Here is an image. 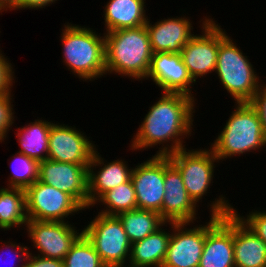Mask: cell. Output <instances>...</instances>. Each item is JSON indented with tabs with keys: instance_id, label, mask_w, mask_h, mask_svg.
Listing matches in <instances>:
<instances>
[{
	"instance_id": "7c38bea8",
	"label": "cell",
	"mask_w": 266,
	"mask_h": 267,
	"mask_svg": "<svg viewBox=\"0 0 266 267\" xmlns=\"http://www.w3.org/2000/svg\"><path fill=\"white\" fill-rule=\"evenodd\" d=\"M171 237L162 267H198L206 237L205 224L168 222Z\"/></svg>"
},
{
	"instance_id": "7a4b0ae2",
	"label": "cell",
	"mask_w": 266,
	"mask_h": 267,
	"mask_svg": "<svg viewBox=\"0 0 266 267\" xmlns=\"http://www.w3.org/2000/svg\"><path fill=\"white\" fill-rule=\"evenodd\" d=\"M106 75L140 81L147 77L153 55L146 26L104 33Z\"/></svg>"
},
{
	"instance_id": "7402d4cb",
	"label": "cell",
	"mask_w": 266,
	"mask_h": 267,
	"mask_svg": "<svg viewBox=\"0 0 266 267\" xmlns=\"http://www.w3.org/2000/svg\"><path fill=\"white\" fill-rule=\"evenodd\" d=\"M162 226L143 240L131 244L127 267H162L171 232Z\"/></svg>"
},
{
	"instance_id": "3957f363",
	"label": "cell",
	"mask_w": 266,
	"mask_h": 267,
	"mask_svg": "<svg viewBox=\"0 0 266 267\" xmlns=\"http://www.w3.org/2000/svg\"><path fill=\"white\" fill-rule=\"evenodd\" d=\"M59 37L64 65L80 80H98L106 75L105 35L84 26L65 23ZM102 34V36H101Z\"/></svg>"
},
{
	"instance_id": "277c9868",
	"label": "cell",
	"mask_w": 266,
	"mask_h": 267,
	"mask_svg": "<svg viewBox=\"0 0 266 267\" xmlns=\"http://www.w3.org/2000/svg\"><path fill=\"white\" fill-rule=\"evenodd\" d=\"M235 104L223 130L217 133L210 145L219 161L266 147V137L256 108L250 102Z\"/></svg>"
},
{
	"instance_id": "4dcf8cb0",
	"label": "cell",
	"mask_w": 266,
	"mask_h": 267,
	"mask_svg": "<svg viewBox=\"0 0 266 267\" xmlns=\"http://www.w3.org/2000/svg\"><path fill=\"white\" fill-rule=\"evenodd\" d=\"M8 59L0 50V95L12 93L15 83V70Z\"/></svg>"
},
{
	"instance_id": "8fae6325",
	"label": "cell",
	"mask_w": 266,
	"mask_h": 267,
	"mask_svg": "<svg viewBox=\"0 0 266 267\" xmlns=\"http://www.w3.org/2000/svg\"><path fill=\"white\" fill-rule=\"evenodd\" d=\"M25 228L32 246L39 251L35 255L62 261L82 234L69 222L28 220Z\"/></svg>"
},
{
	"instance_id": "ffe728a7",
	"label": "cell",
	"mask_w": 266,
	"mask_h": 267,
	"mask_svg": "<svg viewBox=\"0 0 266 267\" xmlns=\"http://www.w3.org/2000/svg\"><path fill=\"white\" fill-rule=\"evenodd\" d=\"M235 267H266V243L233 212Z\"/></svg>"
},
{
	"instance_id": "2e32d148",
	"label": "cell",
	"mask_w": 266,
	"mask_h": 267,
	"mask_svg": "<svg viewBox=\"0 0 266 267\" xmlns=\"http://www.w3.org/2000/svg\"><path fill=\"white\" fill-rule=\"evenodd\" d=\"M164 191L162 218L166 222L195 224L199 205L188 195L181 173L169 156H165Z\"/></svg>"
},
{
	"instance_id": "603a6c76",
	"label": "cell",
	"mask_w": 266,
	"mask_h": 267,
	"mask_svg": "<svg viewBox=\"0 0 266 267\" xmlns=\"http://www.w3.org/2000/svg\"><path fill=\"white\" fill-rule=\"evenodd\" d=\"M52 121L35 119L25 126L17 127L16 136L21 152L38 162L48 159L49 133ZM20 128V129H19Z\"/></svg>"
},
{
	"instance_id": "e575fe53",
	"label": "cell",
	"mask_w": 266,
	"mask_h": 267,
	"mask_svg": "<svg viewBox=\"0 0 266 267\" xmlns=\"http://www.w3.org/2000/svg\"><path fill=\"white\" fill-rule=\"evenodd\" d=\"M57 0H16V10L24 9H43L54 4Z\"/></svg>"
},
{
	"instance_id": "ba28073f",
	"label": "cell",
	"mask_w": 266,
	"mask_h": 267,
	"mask_svg": "<svg viewBox=\"0 0 266 267\" xmlns=\"http://www.w3.org/2000/svg\"><path fill=\"white\" fill-rule=\"evenodd\" d=\"M168 156L180 171L188 195L196 204L202 202L213 183L215 163L220 162L212 149L184 148Z\"/></svg>"
},
{
	"instance_id": "4fadbf2b",
	"label": "cell",
	"mask_w": 266,
	"mask_h": 267,
	"mask_svg": "<svg viewBox=\"0 0 266 267\" xmlns=\"http://www.w3.org/2000/svg\"><path fill=\"white\" fill-rule=\"evenodd\" d=\"M76 126H68L60 123H51L49 133L48 159L72 163L78 165H89L95 152L96 144L84 132Z\"/></svg>"
},
{
	"instance_id": "e0dca14e",
	"label": "cell",
	"mask_w": 266,
	"mask_h": 267,
	"mask_svg": "<svg viewBox=\"0 0 266 267\" xmlns=\"http://www.w3.org/2000/svg\"><path fill=\"white\" fill-rule=\"evenodd\" d=\"M151 79L162 92L183 93L194 97L195 82L188 73L180 53H153L146 80Z\"/></svg>"
},
{
	"instance_id": "d6986e66",
	"label": "cell",
	"mask_w": 266,
	"mask_h": 267,
	"mask_svg": "<svg viewBox=\"0 0 266 267\" xmlns=\"http://www.w3.org/2000/svg\"><path fill=\"white\" fill-rule=\"evenodd\" d=\"M150 18L145 26L153 53H181L182 48L194 36L193 24L186 16L169 17L152 24ZM192 32V33H191Z\"/></svg>"
},
{
	"instance_id": "d4e9b609",
	"label": "cell",
	"mask_w": 266,
	"mask_h": 267,
	"mask_svg": "<svg viewBox=\"0 0 266 267\" xmlns=\"http://www.w3.org/2000/svg\"><path fill=\"white\" fill-rule=\"evenodd\" d=\"M27 221L25 189L0 188V229L4 231L14 227L24 229Z\"/></svg>"
},
{
	"instance_id": "ac0fdd59",
	"label": "cell",
	"mask_w": 266,
	"mask_h": 267,
	"mask_svg": "<svg viewBox=\"0 0 266 267\" xmlns=\"http://www.w3.org/2000/svg\"><path fill=\"white\" fill-rule=\"evenodd\" d=\"M98 149L95 150L88 165L89 208L107 191L131 179L133 167H128L125 159L107 162ZM106 161V162H105ZM105 163V164H104ZM99 168V169H98ZM130 168V169H129ZM98 169V171H96Z\"/></svg>"
},
{
	"instance_id": "30bf717a",
	"label": "cell",
	"mask_w": 266,
	"mask_h": 267,
	"mask_svg": "<svg viewBox=\"0 0 266 267\" xmlns=\"http://www.w3.org/2000/svg\"><path fill=\"white\" fill-rule=\"evenodd\" d=\"M204 19V20H203ZM201 35L195 34L182 48L181 57L194 82L215 72L219 50V24L212 17H204ZM202 26V27H201Z\"/></svg>"
},
{
	"instance_id": "d590c367",
	"label": "cell",
	"mask_w": 266,
	"mask_h": 267,
	"mask_svg": "<svg viewBox=\"0 0 266 267\" xmlns=\"http://www.w3.org/2000/svg\"><path fill=\"white\" fill-rule=\"evenodd\" d=\"M16 10V0H0V13Z\"/></svg>"
},
{
	"instance_id": "5bb4252c",
	"label": "cell",
	"mask_w": 266,
	"mask_h": 267,
	"mask_svg": "<svg viewBox=\"0 0 266 267\" xmlns=\"http://www.w3.org/2000/svg\"><path fill=\"white\" fill-rule=\"evenodd\" d=\"M131 180L134 185L137 208L158 212L162 217L164 198L165 156L153 155L133 167Z\"/></svg>"
},
{
	"instance_id": "8992f818",
	"label": "cell",
	"mask_w": 266,
	"mask_h": 267,
	"mask_svg": "<svg viewBox=\"0 0 266 267\" xmlns=\"http://www.w3.org/2000/svg\"><path fill=\"white\" fill-rule=\"evenodd\" d=\"M209 204L210 219L198 267H235L233 246L234 207L222 195Z\"/></svg>"
},
{
	"instance_id": "4316f807",
	"label": "cell",
	"mask_w": 266,
	"mask_h": 267,
	"mask_svg": "<svg viewBox=\"0 0 266 267\" xmlns=\"http://www.w3.org/2000/svg\"><path fill=\"white\" fill-rule=\"evenodd\" d=\"M13 164L10 165L12 173L5 187L26 189L38 180L39 162L31 159L25 154L18 152L12 155Z\"/></svg>"
},
{
	"instance_id": "836d02e7",
	"label": "cell",
	"mask_w": 266,
	"mask_h": 267,
	"mask_svg": "<svg viewBox=\"0 0 266 267\" xmlns=\"http://www.w3.org/2000/svg\"><path fill=\"white\" fill-rule=\"evenodd\" d=\"M23 267H64L63 261L53 258H45L29 252Z\"/></svg>"
},
{
	"instance_id": "f546056e",
	"label": "cell",
	"mask_w": 266,
	"mask_h": 267,
	"mask_svg": "<svg viewBox=\"0 0 266 267\" xmlns=\"http://www.w3.org/2000/svg\"><path fill=\"white\" fill-rule=\"evenodd\" d=\"M261 240L266 243V211L252 210L247 216H241L236 209L233 211ZM247 217V218H246Z\"/></svg>"
},
{
	"instance_id": "6da1fadb",
	"label": "cell",
	"mask_w": 266,
	"mask_h": 267,
	"mask_svg": "<svg viewBox=\"0 0 266 267\" xmlns=\"http://www.w3.org/2000/svg\"><path fill=\"white\" fill-rule=\"evenodd\" d=\"M131 139L132 151L161 145L155 155L168 156L184 149V138L192 135L195 97L183 93L161 92ZM171 144V145H170Z\"/></svg>"
},
{
	"instance_id": "9a60e30c",
	"label": "cell",
	"mask_w": 266,
	"mask_h": 267,
	"mask_svg": "<svg viewBox=\"0 0 266 267\" xmlns=\"http://www.w3.org/2000/svg\"><path fill=\"white\" fill-rule=\"evenodd\" d=\"M38 180L66 192L84 209H89L88 165L46 159L39 162Z\"/></svg>"
},
{
	"instance_id": "44dd1931",
	"label": "cell",
	"mask_w": 266,
	"mask_h": 267,
	"mask_svg": "<svg viewBox=\"0 0 266 267\" xmlns=\"http://www.w3.org/2000/svg\"><path fill=\"white\" fill-rule=\"evenodd\" d=\"M146 0H109L104 6L105 33L143 26L148 21Z\"/></svg>"
},
{
	"instance_id": "5b68a950",
	"label": "cell",
	"mask_w": 266,
	"mask_h": 267,
	"mask_svg": "<svg viewBox=\"0 0 266 267\" xmlns=\"http://www.w3.org/2000/svg\"><path fill=\"white\" fill-rule=\"evenodd\" d=\"M230 37L219 25V50L215 73L220 85L232 96L235 103L251 102L263 80L254 70L250 59Z\"/></svg>"
},
{
	"instance_id": "83f0119b",
	"label": "cell",
	"mask_w": 266,
	"mask_h": 267,
	"mask_svg": "<svg viewBox=\"0 0 266 267\" xmlns=\"http://www.w3.org/2000/svg\"><path fill=\"white\" fill-rule=\"evenodd\" d=\"M64 267H106L92 243L82 233L63 260Z\"/></svg>"
},
{
	"instance_id": "9c48e42d",
	"label": "cell",
	"mask_w": 266,
	"mask_h": 267,
	"mask_svg": "<svg viewBox=\"0 0 266 267\" xmlns=\"http://www.w3.org/2000/svg\"><path fill=\"white\" fill-rule=\"evenodd\" d=\"M25 193L28 220L69 222V215L85 210L71 195L39 180Z\"/></svg>"
},
{
	"instance_id": "cb8c5ba5",
	"label": "cell",
	"mask_w": 266,
	"mask_h": 267,
	"mask_svg": "<svg viewBox=\"0 0 266 267\" xmlns=\"http://www.w3.org/2000/svg\"><path fill=\"white\" fill-rule=\"evenodd\" d=\"M131 244L143 240L162 226L168 227L158 212L145 209H133L117 215Z\"/></svg>"
},
{
	"instance_id": "52a82bcc",
	"label": "cell",
	"mask_w": 266,
	"mask_h": 267,
	"mask_svg": "<svg viewBox=\"0 0 266 267\" xmlns=\"http://www.w3.org/2000/svg\"><path fill=\"white\" fill-rule=\"evenodd\" d=\"M82 233L92 243L106 267H124L128 264L131 243L117 216L98 213L82 229Z\"/></svg>"
},
{
	"instance_id": "1f68e13d",
	"label": "cell",
	"mask_w": 266,
	"mask_h": 267,
	"mask_svg": "<svg viewBox=\"0 0 266 267\" xmlns=\"http://www.w3.org/2000/svg\"><path fill=\"white\" fill-rule=\"evenodd\" d=\"M2 240H1V242H0V244L2 245L1 246V248H2V250L3 249H7V251L6 252H4L5 254H8L9 255V253H10V255H11V253H13L14 255H12V256H14V258H15V256L17 257L16 259H18V261L19 262H21V264L19 265V263H18V265L16 266L15 265V267H23L24 266V264H25V262H26V259H27V257H28V255H29V247L28 246H25V245H21L20 243H16V242H14V241H7V242H5L4 241V243L2 244ZM4 245V246H3ZM4 247V248H3ZM4 254V255H5ZM6 256V255H5ZM12 256H10V257H12ZM4 257V256H3ZM2 257V258H3ZM2 258H0V261L2 262ZM5 258V257H4ZM16 259H15V261H16ZM6 260H7V258H6ZM4 261V260H3ZM13 261L14 260H11V264L9 265L10 267H14V264L16 263V262H14V264H13ZM2 265V264H1ZM7 267V266H6Z\"/></svg>"
},
{
	"instance_id": "d6a6232c",
	"label": "cell",
	"mask_w": 266,
	"mask_h": 267,
	"mask_svg": "<svg viewBox=\"0 0 266 267\" xmlns=\"http://www.w3.org/2000/svg\"><path fill=\"white\" fill-rule=\"evenodd\" d=\"M260 85L257 93L255 94L253 100L250 102L258 111L262 127H263V132L266 137V84Z\"/></svg>"
},
{
	"instance_id": "484cf974",
	"label": "cell",
	"mask_w": 266,
	"mask_h": 267,
	"mask_svg": "<svg viewBox=\"0 0 266 267\" xmlns=\"http://www.w3.org/2000/svg\"><path fill=\"white\" fill-rule=\"evenodd\" d=\"M96 204L105 205L98 213L108 216H117L122 212L136 209L137 200L132 180L105 192L92 207Z\"/></svg>"
},
{
	"instance_id": "f1b7e54d",
	"label": "cell",
	"mask_w": 266,
	"mask_h": 267,
	"mask_svg": "<svg viewBox=\"0 0 266 267\" xmlns=\"http://www.w3.org/2000/svg\"><path fill=\"white\" fill-rule=\"evenodd\" d=\"M11 93L0 95V142L2 143L8 136L14 124V105L12 104Z\"/></svg>"
}]
</instances>
